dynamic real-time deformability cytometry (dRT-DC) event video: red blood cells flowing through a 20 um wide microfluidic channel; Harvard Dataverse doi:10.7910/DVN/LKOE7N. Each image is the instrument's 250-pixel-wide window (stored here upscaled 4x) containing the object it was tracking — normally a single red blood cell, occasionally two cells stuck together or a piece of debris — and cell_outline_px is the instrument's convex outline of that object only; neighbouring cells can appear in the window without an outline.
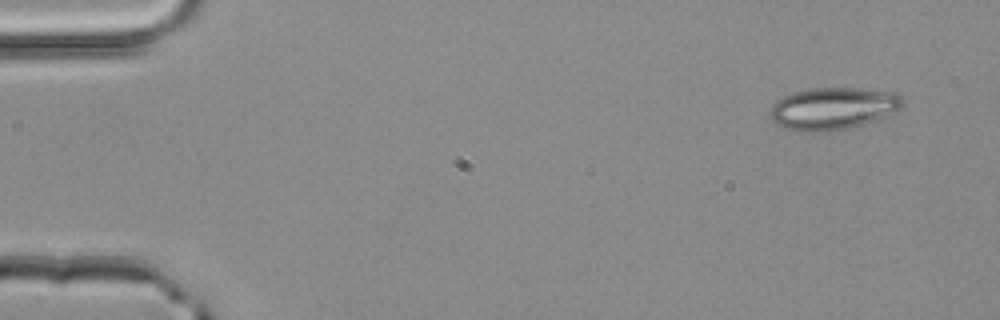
{"species": "common noctule bat (a hibernating species)", "species_latin": "Nyctalus noctula", "temperature_condition": "room temperature", "stored_images_in_passage": 4, "segment_of_instrument_passage": [1, 2], "camera_frame_rate_fps": 3000, "um_per_image_px": 0.085, "animal": {"sex": "male", "body_mass_g": 20.4}, "frame": {"image": 1, "passage_image": 1, "time_ms": 0.0, "image_size_px": [1000, 320], "cell_outline_px": [[904, 104], [900, 108], [876, 120], [848, 128], [828, 132], [796, 132], [784, 128], [776, 124], [768, 116], [768, 112], [772, 104], [776, 100], [784, 96], [796, 92], [812, 88], [860, 88], [896, 92], [904, 100]], "centroid_in_image_um": [70.76, 9.23], "position_along_channel_um": 14.2, "area_um2": 32.95}}